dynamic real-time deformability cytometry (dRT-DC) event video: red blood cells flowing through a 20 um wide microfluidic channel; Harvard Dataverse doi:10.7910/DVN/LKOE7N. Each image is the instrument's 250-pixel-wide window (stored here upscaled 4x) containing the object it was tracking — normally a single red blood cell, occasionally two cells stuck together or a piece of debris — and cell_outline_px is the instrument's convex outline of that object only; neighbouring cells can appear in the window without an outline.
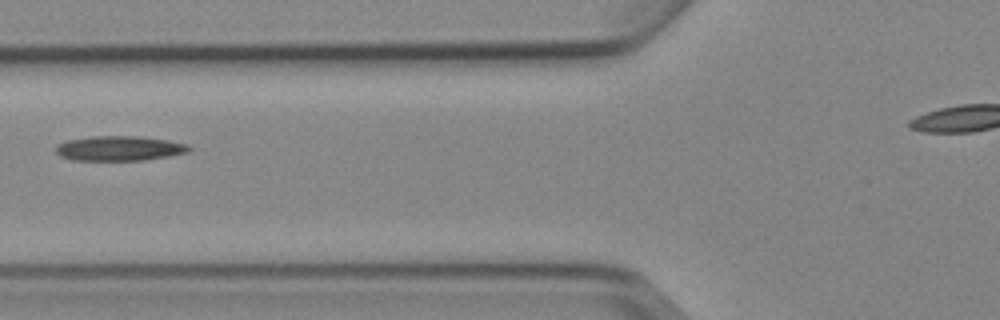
{"species": "Egyptian fruit bat (a non-hibernating species)", "species_latin": "Rousettus aegyptiacus", "temperature_condition": "cold", "stored_images_in_passage": 3, "camera_frame_rate_fps": 3000, "um_per_image_px": 0.085, "animal": {"sex": "female"}, "frame": {"image": 1, "passage_image": 3, "time_ms": 2.333, "image_size_px": [1000, 320], "cell_outline_px": [[192, 148], [188, 152], [168, 156], [144, 160], [72, 160], [60, 156], [56, 152], [56, 144], [68, 140], [92, 136], [140, 136], [168, 140], [188, 144]], "centroid_in_image_um": [10.15, 12.6], "position_along_channel_um": 115.7, "area_um2": 19.31}}